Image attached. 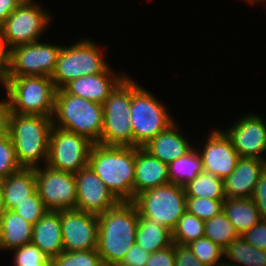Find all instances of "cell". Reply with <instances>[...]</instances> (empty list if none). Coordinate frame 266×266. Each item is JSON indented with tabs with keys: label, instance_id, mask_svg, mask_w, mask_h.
<instances>
[{
	"label": "cell",
	"instance_id": "obj_1",
	"mask_svg": "<svg viewBox=\"0 0 266 266\" xmlns=\"http://www.w3.org/2000/svg\"><path fill=\"white\" fill-rule=\"evenodd\" d=\"M97 251L103 266H118L135 243L139 214L132 201H120L97 216Z\"/></svg>",
	"mask_w": 266,
	"mask_h": 266
},
{
	"label": "cell",
	"instance_id": "obj_2",
	"mask_svg": "<svg viewBox=\"0 0 266 266\" xmlns=\"http://www.w3.org/2000/svg\"><path fill=\"white\" fill-rule=\"evenodd\" d=\"M88 165L119 201H133L135 147L93 144Z\"/></svg>",
	"mask_w": 266,
	"mask_h": 266
},
{
	"label": "cell",
	"instance_id": "obj_3",
	"mask_svg": "<svg viewBox=\"0 0 266 266\" xmlns=\"http://www.w3.org/2000/svg\"><path fill=\"white\" fill-rule=\"evenodd\" d=\"M52 117L11 113L9 136L22 168H38L47 163Z\"/></svg>",
	"mask_w": 266,
	"mask_h": 266
},
{
	"label": "cell",
	"instance_id": "obj_4",
	"mask_svg": "<svg viewBox=\"0 0 266 266\" xmlns=\"http://www.w3.org/2000/svg\"><path fill=\"white\" fill-rule=\"evenodd\" d=\"M52 124L100 144L103 130V105L68 94L63 88L55 93Z\"/></svg>",
	"mask_w": 266,
	"mask_h": 266
},
{
	"label": "cell",
	"instance_id": "obj_5",
	"mask_svg": "<svg viewBox=\"0 0 266 266\" xmlns=\"http://www.w3.org/2000/svg\"><path fill=\"white\" fill-rule=\"evenodd\" d=\"M2 86L12 113L52 117L56 88L51 77H4Z\"/></svg>",
	"mask_w": 266,
	"mask_h": 266
},
{
	"label": "cell",
	"instance_id": "obj_6",
	"mask_svg": "<svg viewBox=\"0 0 266 266\" xmlns=\"http://www.w3.org/2000/svg\"><path fill=\"white\" fill-rule=\"evenodd\" d=\"M131 78L130 121L133 147H143L175 121L166 106Z\"/></svg>",
	"mask_w": 266,
	"mask_h": 266
},
{
	"label": "cell",
	"instance_id": "obj_7",
	"mask_svg": "<svg viewBox=\"0 0 266 266\" xmlns=\"http://www.w3.org/2000/svg\"><path fill=\"white\" fill-rule=\"evenodd\" d=\"M103 105V130L100 144L133 147L130 121L131 78L128 74L111 91Z\"/></svg>",
	"mask_w": 266,
	"mask_h": 266
},
{
	"label": "cell",
	"instance_id": "obj_8",
	"mask_svg": "<svg viewBox=\"0 0 266 266\" xmlns=\"http://www.w3.org/2000/svg\"><path fill=\"white\" fill-rule=\"evenodd\" d=\"M91 40L86 38L71 46H62L51 75L56 89L81 76L105 72L110 67L104 60L100 46Z\"/></svg>",
	"mask_w": 266,
	"mask_h": 266
},
{
	"label": "cell",
	"instance_id": "obj_9",
	"mask_svg": "<svg viewBox=\"0 0 266 266\" xmlns=\"http://www.w3.org/2000/svg\"><path fill=\"white\" fill-rule=\"evenodd\" d=\"M186 192L172 182L141 192L133 199L139 216L153 219L171 231L186 212Z\"/></svg>",
	"mask_w": 266,
	"mask_h": 266
},
{
	"label": "cell",
	"instance_id": "obj_10",
	"mask_svg": "<svg viewBox=\"0 0 266 266\" xmlns=\"http://www.w3.org/2000/svg\"><path fill=\"white\" fill-rule=\"evenodd\" d=\"M45 11L35 0L22 1L1 24L2 39L7 51L15 46L33 43L42 38L52 20L49 12Z\"/></svg>",
	"mask_w": 266,
	"mask_h": 266
},
{
	"label": "cell",
	"instance_id": "obj_11",
	"mask_svg": "<svg viewBox=\"0 0 266 266\" xmlns=\"http://www.w3.org/2000/svg\"><path fill=\"white\" fill-rule=\"evenodd\" d=\"M62 45L35 41L7 51L4 77L48 76L54 72Z\"/></svg>",
	"mask_w": 266,
	"mask_h": 266
},
{
	"label": "cell",
	"instance_id": "obj_12",
	"mask_svg": "<svg viewBox=\"0 0 266 266\" xmlns=\"http://www.w3.org/2000/svg\"><path fill=\"white\" fill-rule=\"evenodd\" d=\"M92 145L84 136L52 126L46 164L54 169L76 173L88 166Z\"/></svg>",
	"mask_w": 266,
	"mask_h": 266
},
{
	"label": "cell",
	"instance_id": "obj_13",
	"mask_svg": "<svg viewBox=\"0 0 266 266\" xmlns=\"http://www.w3.org/2000/svg\"><path fill=\"white\" fill-rule=\"evenodd\" d=\"M45 165V166H44ZM35 168L37 192L49 211L75 210V173L54 169L47 164Z\"/></svg>",
	"mask_w": 266,
	"mask_h": 266
},
{
	"label": "cell",
	"instance_id": "obj_14",
	"mask_svg": "<svg viewBox=\"0 0 266 266\" xmlns=\"http://www.w3.org/2000/svg\"><path fill=\"white\" fill-rule=\"evenodd\" d=\"M64 251L97 250V215L80 210L60 211Z\"/></svg>",
	"mask_w": 266,
	"mask_h": 266
},
{
	"label": "cell",
	"instance_id": "obj_15",
	"mask_svg": "<svg viewBox=\"0 0 266 266\" xmlns=\"http://www.w3.org/2000/svg\"><path fill=\"white\" fill-rule=\"evenodd\" d=\"M241 118V119H240ZM224 132L242 158L266 161V122L258 114H246Z\"/></svg>",
	"mask_w": 266,
	"mask_h": 266
},
{
	"label": "cell",
	"instance_id": "obj_16",
	"mask_svg": "<svg viewBox=\"0 0 266 266\" xmlns=\"http://www.w3.org/2000/svg\"><path fill=\"white\" fill-rule=\"evenodd\" d=\"M75 179L76 210L98 216L120 202L89 165L76 172Z\"/></svg>",
	"mask_w": 266,
	"mask_h": 266
},
{
	"label": "cell",
	"instance_id": "obj_17",
	"mask_svg": "<svg viewBox=\"0 0 266 266\" xmlns=\"http://www.w3.org/2000/svg\"><path fill=\"white\" fill-rule=\"evenodd\" d=\"M202 150H197L202 160L204 171L224 180L236 167L240 158L233 148L230 138L219 129H212Z\"/></svg>",
	"mask_w": 266,
	"mask_h": 266
},
{
	"label": "cell",
	"instance_id": "obj_18",
	"mask_svg": "<svg viewBox=\"0 0 266 266\" xmlns=\"http://www.w3.org/2000/svg\"><path fill=\"white\" fill-rule=\"evenodd\" d=\"M113 71L109 67L102 73L81 76L71 80L63 89L70 95L103 104L111 91L126 76V72L117 74Z\"/></svg>",
	"mask_w": 266,
	"mask_h": 266
},
{
	"label": "cell",
	"instance_id": "obj_19",
	"mask_svg": "<svg viewBox=\"0 0 266 266\" xmlns=\"http://www.w3.org/2000/svg\"><path fill=\"white\" fill-rule=\"evenodd\" d=\"M265 169L264 160L240 157L233 172L223 180L226 198H251Z\"/></svg>",
	"mask_w": 266,
	"mask_h": 266
},
{
	"label": "cell",
	"instance_id": "obj_20",
	"mask_svg": "<svg viewBox=\"0 0 266 266\" xmlns=\"http://www.w3.org/2000/svg\"><path fill=\"white\" fill-rule=\"evenodd\" d=\"M170 183L168 165L143 147H135L134 197L141 192Z\"/></svg>",
	"mask_w": 266,
	"mask_h": 266
},
{
	"label": "cell",
	"instance_id": "obj_21",
	"mask_svg": "<svg viewBox=\"0 0 266 266\" xmlns=\"http://www.w3.org/2000/svg\"><path fill=\"white\" fill-rule=\"evenodd\" d=\"M177 125L174 122L143 146L152 156L167 165L175 159L184 156L193 148L189 139L182 135V131L180 132Z\"/></svg>",
	"mask_w": 266,
	"mask_h": 266
},
{
	"label": "cell",
	"instance_id": "obj_22",
	"mask_svg": "<svg viewBox=\"0 0 266 266\" xmlns=\"http://www.w3.org/2000/svg\"><path fill=\"white\" fill-rule=\"evenodd\" d=\"M37 191L35 169L21 168L0 179V192L4 210H13L19 203L29 200Z\"/></svg>",
	"mask_w": 266,
	"mask_h": 266
},
{
	"label": "cell",
	"instance_id": "obj_23",
	"mask_svg": "<svg viewBox=\"0 0 266 266\" xmlns=\"http://www.w3.org/2000/svg\"><path fill=\"white\" fill-rule=\"evenodd\" d=\"M31 243L40 248L51 259L64 251L60 211H48L33 225Z\"/></svg>",
	"mask_w": 266,
	"mask_h": 266
},
{
	"label": "cell",
	"instance_id": "obj_24",
	"mask_svg": "<svg viewBox=\"0 0 266 266\" xmlns=\"http://www.w3.org/2000/svg\"><path fill=\"white\" fill-rule=\"evenodd\" d=\"M33 225L12 210H4L0 219V250H11L31 243Z\"/></svg>",
	"mask_w": 266,
	"mask_h": 266
},
{
	"label": "cell",
	"instance_id": "obj_25",
	"mask_svg": "<svg viewBox=\"0 0 266 266\" xmlns=\"http://www.w3.org/2000/svg\"><path fill=\"white\" fill-rule=\"evenodd\" d=\"M223 212L239 236L262 220L251 198H226L223 201Z\"/></svg>",
	"mask_w": 266,
	"mask_h": 266
},
{
	"label": "cell",
	"instance_id": "obj_26",
	"mask_svg": "<svg viewBox=\"0 0 266 266\" xmlns=\"http://www.w3.org/2000/svg\"><path fill=\"white\" fill-rule=\"evenodd\" d=\"M135 243L152 254L173 245L172 231L153 219L139 216Z\"/></svg>",
	"mask_w": 266,
	"mask_h": 266
},
{
	"label": "cell",
	"instance_id": "obj_27",
	"mask_svg": "<svg viewBox=\"0 0 266 266\" xmlns=\"http://www.w3.org/2000/svg\"><path fill=\"white\" fill-rule=\"evenodd\" d=\"M223 266H266V251L255 248L247 243L242 236L233 240L223 251ZM235 262V263H232Z\"/></svg>",
	"mask_w": 266,
	"mask_h": 266
},
{
	"label": "cell",
	"instance_id": "obj_28",
	"mask_svg": "<svg viewBox=\"0 0 266 266\" xmlns=\"http://www.w3.org/2000/svg\"><path fill=\"white\" fill-rule=\"evenodd\" d=\"M168 171L170 182L184 187L203 171L200 154L193 147L184 156L168 164Z\"/></svg>",
	"mask_w": 266,
	"mask_h": 266
},
{
	"label": "cell",
	"instance_id": "obj_29",
	"mask_svg": "<svg viewBox=\"0 0 266 266\" xmlns=\"http://www.w3.org/2000/svg\"><path fill=\"white\" fill-rule=\"evenodd\" d=\"M186 197L225 200L223 180L207 171H202L193 181L184 186Z\"/></svg>",
	"mask_w": 266,
	"mask_h": 266
},
{
	"label": "cell",
	"instance_id": "obj_30",
	"mask_svg": "<svg viewBox=\"0 0 266 266\" xmlns=\"http://www.w3.org/2000/svg\"><path fill=\"white\" fill-rule=\"evenodd\" d=\"M204 237L209 238L222 249H225L239 235L226 214L221 211L218 215L205 222Z\"/></svg>",
	"mask_w": 266,
	"mask_h": 266
},
{
	"label": "cell",
	"instance_id": "obj_31",
	"mask_svg": "<svg viewBox=\"0 0 266 266\" xmlns=\"http://www.w3.org/2000/svg\"><path fill=\"white\" fill-rule=\"evenodd\" d=\"M204 226L203 220L186 211L172 230L173 243L188 245L190 242L204 237Z\"/></svg>",
	"mask_w": 266,
	"mask_h": 266
},
{
	"label": "cell",
	"instance_id": "obj_32",
	"mask_svg": "<svg viewBox=\"0 0 266 266\" xmlns=\"http://www.w3.org/2000/svg\"><path fill=\"white\" fill-rule=\"evenodd\" d=\"M187 247L205 266H223L224 254L219 245L207 237L190 242ZM222 261V262H221Z\"/></svg>",
	"mask_w": 266,
	"mask_h": 266
},
{
	"label": "cell",
	"instance_id": "obj_33",
	"mask_svg": "<svg viewBox=\"0 0 266 266\" xmlns=\"http://www.w3.org/2000/svg\"><path fill=\"white\" fill-rule=\"evenodd\" d=\"M53 266H103L97 250L63 251L52 259Z\"/></svg>",
	"mask_w": 266,
	"mask_h": 266
},
{
	"label": "cell",
	"instance_id": "obj_34",
	"mask_svg": "<svg viewBox=\"0 0 266 266\" xmlns=\"http://www.w3.org/2000/svg\"><path fill=\"white\" fill-rule=\"evenodd\" d=\"M223 201L204 197H187L186 211L206 222L223 211Z\"/></svg>",
	"mask_w": 266,
	"mask_h": 266
},
{
	"label": "cell",
	"instance_id": "obj_35",
	"mask_svg": "<svg viewBox=\"0 0 266 266\" xmlns=\"http://www.w3.org/2000/svg\"><path fill=\"white\" fill-rule=\"evenodd\" d=\"M14 253V266H38V263H52V259L45 255L33 243H28L12 249Z\"/></svg>",
	"mask_w": 266,
	"mask_h": 266
},
{
	"label": "cell",
	"instance_id": "obj_36",
	"mask_svg": "<svg viewBox=\"0 0 266 266\" xmlns=\"http://www.w3.org/2000/svg\"><path fill=\"white\" fill-rule=\"evenodd\" d=\"M12 211L23 217L30 224L35 225L49 210L36 191L29 197V200L19 203Z\"/></svg>",
	"mask_w": 266,
	"mask_h": 266
},
{
	"label": "cell",
	"instance_id": "obj_37",
	"mask_svg": "<svg viewBox=\"0 0 266 266\" xmlns=\"http://www.w3.org/2000/svg\"><path fill=\"white\" fill-rule=\"evenodd\" d=\"M21 168L10 136L0 138V179L8 177Z\"/></svg>",
	"mask_w": 266,
	"mask_h": 266
},
{
	"label": "cell",
	"instance_id": "obj_38",
	"mask_svg": "<svg viewBox=\"0 0 266 266\" xmlns=\"http://www.w3.org/2000/svg\"><path fill=\"white\" fill-rule=\"evenodd\" d=\"M241 236L250 245L266 251V219H262Z\"/></svg>",
	"mask_w": 266,
	"mask_h": 266
},
{
	"label": "cell",
	"instance_id": "obj_39",
	"mask_svg": "<svg viewBox=\"0 0 266 266\" xmlns=\"http://www.w3.org/2000/svg\"><path fill=\"white\" fill-rule=\"evenodd\" d=\"M150 255V253L134 243L118 266H146Z\"/></svg>",
	"mask_w": 266,
	"mask_h": 266
},
{
	"label": "cell",
	"instance_id": "obj_40",
	"mask_svg": "<svg viewBox=\"0 0 266 266\" xmlns=\"http://www.w3.org/2000/svg\"><path fill=\"white\" fill-rule=\"evenodd\" d=\"M262 219H266V169L260 175L251 197Z\"/></svg>",
	"mask_w": 266,
	"mask_h": 266
},
{
	"label": "cell",
	"instance_id": "obj_41",
	"mask_svg": "<svg viewBox=\"0 0 266 266\" xmlns=\"http://www.w3.org/2000/svg\"><path fill=\"white\" fill-rule=\"evenodd\" d=\"M175 266H205L187 247L174 243Z\"/></svg>",
	"mask_w": 266,
	"mask_h": 266
},
{
	"label": "cell",
	"instance_id": "obj_42",
	"mask_svg": "<svg viewBox=\"0 0 266 266\" xmlns=\"http://www.w3.org/2000/svg\"><path fill=\"white\" fill-rule=\"evenodd\" d=\"M146 266H175L174 243L168 248L152 253Z\"/></svg>",
	"mask_w": 266,
	"mask_h": 266
},
{
	"label": "cell",
	"instance_id": "obj_43",
	"mask_svg": "<svg viewBox=\"0 0 266 266\" xmlns=\"http://www.w3.org/2000/svg\"><path fill=\"white\" fill-rule=\"evenodd\" d=\"M2 100V101H1ZM0 100V138L9 135L11 109L7 99Z\"/></svg>",
	"mask_w": 266,
	"mask_h": 266
},
{
	"label": "cell",
	"instance_id": "obj_44",
	"mask_svg": "<svg viewBox=\"0 0 266 266\" xmlns=\"http://www.w3.org/2000/svg\"><path fill=\"white\" fill-rule=\"evenodd\" d=\"M23 0H0V25L22 3Z\"/></svg>",
	"mask_w": 266,
	"mask_h": 266
},
{
	"label": "cell",
	"instance_id": "obj_45",
	"mask_svg": "<svg viewBox=\"0 0 266 266\" xmlns=\"http://www.w3.org/2000/svg\"><path fill=\"white\" fill-rule=\"evenodd\" d=\"M7 59V50L4 45H0V84H2L4 78V64Z\"/></svg>",
	"mask_w": 266,
	"mask_h": 266
},
{
	"label": "cell",
	"instance_id": "obj_46",
	"mask_svg": "<svg viewBox=\"0 0 266 266\" xmlns=\"http://www.w3.org/2000/svg\"><path fill=\"white\" fill-rule=\"evenodd\" d=\"M3 213H4V206H3V201L1 198V192H0V219Z\"/></svg>",
	"mask_w": 266,
	"mask_h": 266
},
{
	"label": "cell",
	"instance_id": "obj_47",
	"mask_svg": "<svg viewBox=\"0 0 266 266\" xmlns=\"http://www.w3.org/2000/svg\"><path fill=\"white\" fill-rule=\"evenodd\" d=\"M0 45H4L3 39H2V27L0 25Z\"/></svg>",
	"mask_w": 266,
	"mask_h": 266
},
{
	"label": "cell",
	"instance_id": "obj_48",
	"mask_svg": "<svg viewBox=\"0 0 266 266\" xmlns=\"http://www.w3.org/2000/svg\"><path fill=\"white\" fill-rule=\"evenodd\" d=\"M245 1H248L249 3H256V2H258L259 1V3L260 2H264L265 0H245Z\"/></svg>",
	"mask_w": 266,
	"mask_h": 266
},
{
	"label": "cell",
	"instance_id": "obj_49",
	"mask_svg": "<svg viewBox=\"0 0 266 266\" xmlns=\"http://www.w3.org/2000/svg\"><path fill=\"white\" fill-rule=\"evenodd\" d=\"M38 266H53L52 263H38Z\"/></svg>",
	"mask_w": 266,
	"mask_h": 266
}]
</instances>
